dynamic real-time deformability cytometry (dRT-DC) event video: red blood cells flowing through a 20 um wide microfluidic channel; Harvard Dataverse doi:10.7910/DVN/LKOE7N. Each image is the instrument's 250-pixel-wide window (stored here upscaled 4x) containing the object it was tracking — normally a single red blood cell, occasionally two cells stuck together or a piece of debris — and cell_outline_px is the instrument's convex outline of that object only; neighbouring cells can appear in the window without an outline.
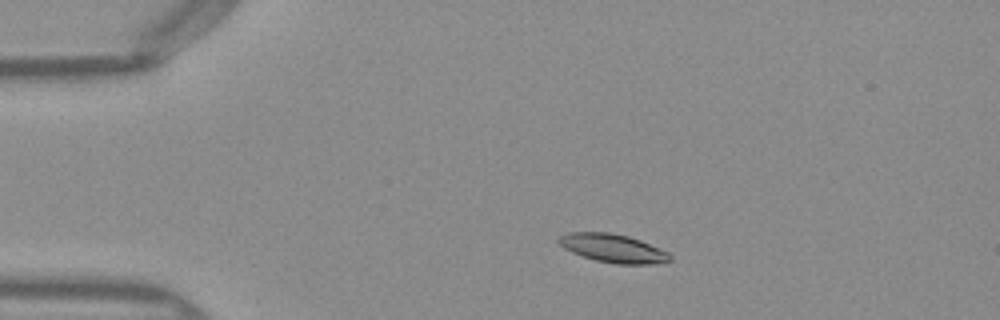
{"species": "Egyptian fruit bat (a non-hibernating species)", "species_latin": "Rousettus aegyptiacus", "temperature_condition": "warm", "stored_images_in_passage": 49, "camera_frame_rate_fps": 3000, "um_per_image_px": 0.085, "frame": {"image": 1, "passage_image": 8, "time_ms": 2.333, "image_size_px": [1000, 320], "cell_outline_px": [[672, 260], [648, 264], [616, 264], [596, 260], [572, 252], [564, 248], [556, 240], [560, 236], [568, 232], [608, 232], [628, 236], [640, 240], [668, 252], [672, 256]], "centroid_in_image_um": [52.09, 21.09], "position_along_channel_um": 32.9, "area_um2": 18.26}}
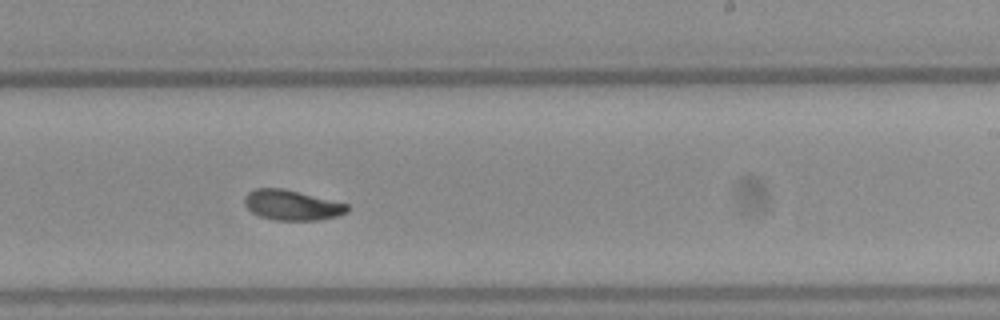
{"frame": {"image": 2, "passage_image": 29, "time_ms": 9.333, "image_size_px": [1000, 320], "cell_outline_px": [[348, 212], [336, 216], [316, 220], [272, 220], [260, 216], [252, 212], [244, 204], [244, 196], [248, 192], [256, 188], [280, 188], [348, 204]], "centroid_in_image_um": [24.77, 17.44], "position_along_channel_um": 264.2, "area_um2": 17.8}}
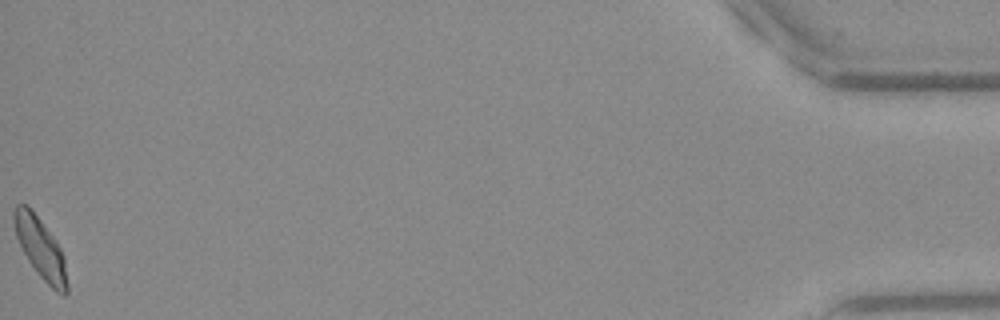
{"frame": {"image": 3, "passage_image": 49, "time_ms": 16.0, "image_size_px": [1000, 320], "cell_outline_px": [[68, 292], [64, 296], [56, 292], [36, 272], [28, 260], [16, 236], [12, 220], [12, 212], [16, 204], [28, 204], [56, 240], [64, 256], [68, 284]], "centroid_in_image_um": [3.44, 21.08], "position_along_channel_um": 431.8, "area_um2": 18.96}, "authors_computed_cell_mechanics": {"area_um2": 18.1492, "velocity_mm_per_s": 3.9889, "shape_relaxation_time_tau1_ms": 4.6741, "shape_relaxation_time_tau2_ms": 4.4368, "deformation_change_tau1": 0.1703, "deformation_change_tau2": 0.0659}}